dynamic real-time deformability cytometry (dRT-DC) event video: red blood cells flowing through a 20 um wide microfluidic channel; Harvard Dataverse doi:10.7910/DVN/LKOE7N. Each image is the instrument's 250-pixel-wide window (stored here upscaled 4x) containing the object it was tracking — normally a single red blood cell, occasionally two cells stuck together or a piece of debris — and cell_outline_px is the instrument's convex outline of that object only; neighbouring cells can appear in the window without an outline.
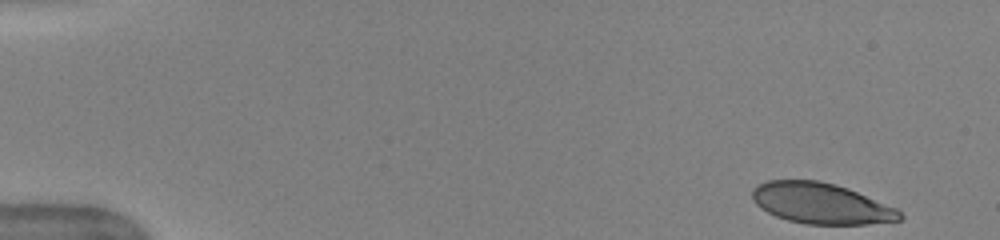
{"species": "human", "species_latin": "Homo sapiens", "temperature_condition": "warm", "stored_images_in_passage": 44, "camera_frame_rate_fps": 3000, "um_per_image_px": 0.085, "donor": {"sex": "female"}, "frame": {"image": 1, "passage_image": 1, "time_ms": 0.0, "image_size_px": [1000, 240], "cell_outline_px": [[904, 216], [900, 220], [868, 224], [804, 224], [788, 220], [776, 216], [760, 208], [752, 200], [752, 188], [768, 180], [820, 180], [836, 184], [848, 188], [896, 208]], "centroid_in_image_um": [69.77, 17.28], "position_along_channel_um": 15.2, "area_um2": 35.08}}
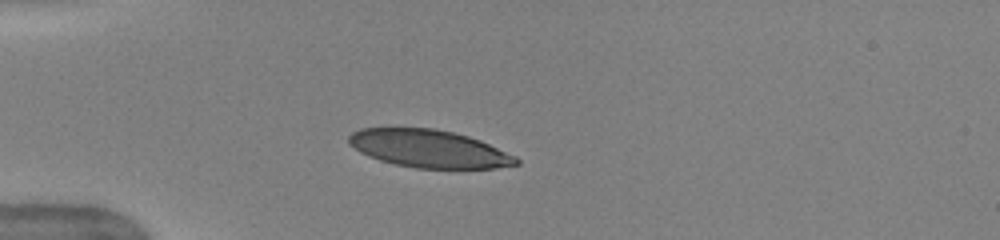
{"frame": {"image": 2, "passage_image": 12, "time_ms": 3.667, "image_size_px": [1000, 240], "cell_outline_px": [[520, 164], [496, 168], [416, 168], [396, 164], [380, 160], [368, 156], [360, 152], [348, 144], [348, 136], [352, 132], [360, 128], [432, 128], [452, 132], [468, 136], [480, 140], [516, 156], [520, 160]], "centroid_in_image_um": [36.45, 12.64], "position_along_channel_um": 48.5, "area_um2": 36.76}}
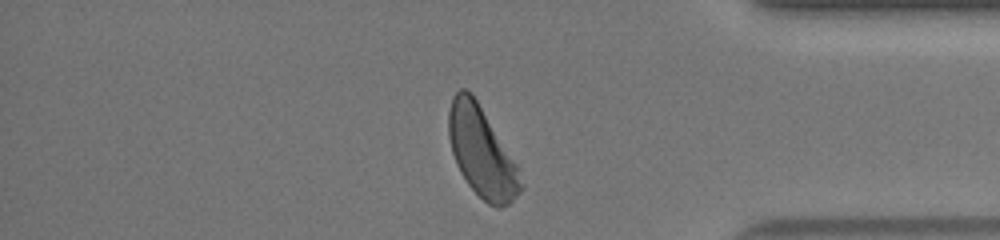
{"frame": {"image": 3, "passage_image": 41, "time_ms": 13.333, "image_size_px": [1000, 240], "cell_outline_px": [[524, 188], [508, 204], [500, 208], [496, 208], [488, 204], [468, 184], [460, 172], [456, 164], [452, 152], [448, 136], [448, 112], [452, 96], [460, 88], [464, 88], [472, 92], [516, 164], [524, 184]], "centroid_in_image_um": [40.92, 12.92], "position_along_channel_um": 394.3, "area_um2": 37.57}, "authors_computed_cell_mechanics": {"area_um2": 38.2636, "velocity_mm_per_s": 3.9779, "shape_relaxation_time_tau1_ms": 5.1802, "shape_relaxation_time_tau2_ms": 0.852, "deformation_change_tau1": 0.1945, "deformation_change_tau2": 0.0831}}